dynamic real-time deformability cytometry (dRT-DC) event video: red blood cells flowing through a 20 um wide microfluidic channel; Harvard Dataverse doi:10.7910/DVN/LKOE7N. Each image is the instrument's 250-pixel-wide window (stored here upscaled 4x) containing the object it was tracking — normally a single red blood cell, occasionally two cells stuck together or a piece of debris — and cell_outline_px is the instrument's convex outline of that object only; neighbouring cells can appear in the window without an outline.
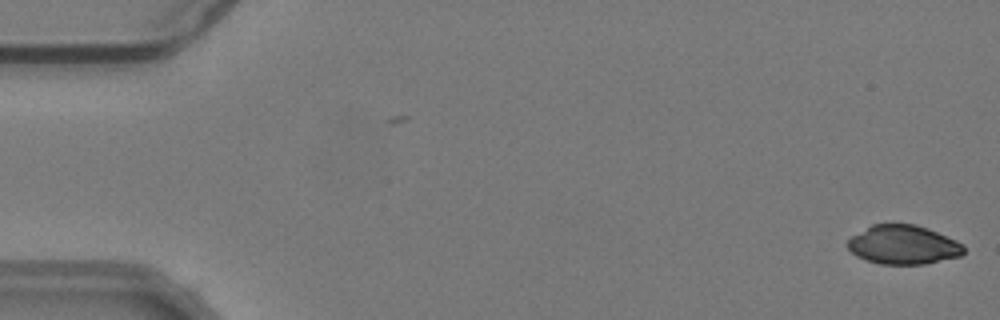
{"species": "common noctule bat (a hibernating species)", "species_latin": "Nyctalus noctula", "temperature_condition": "warm", "stored_images_in_passage": 54, "camera_frame_rate_fps": 3000, "um_per_image_px": 0.085, "animal": {"sex": "male", "body_mass_g": 19.2, "forearm_length_mm": 51.8}, "frame": {"image": 1, "passage_image": 1, "time_ms": 0.0, "image_size_px": [1000, 320], "cell_outline_px": [[964, 252], [960, 256], [924, 264], [880, 264], [856, 256], [844, 244], [852, 236], [872, 224], [916, 224], [928, 228], [956, 240], [964, 244]], "centroid_in_image_um": [76.77, 20.8], "position_along_channel_um": 8.2, "area_um2": 26.41}}
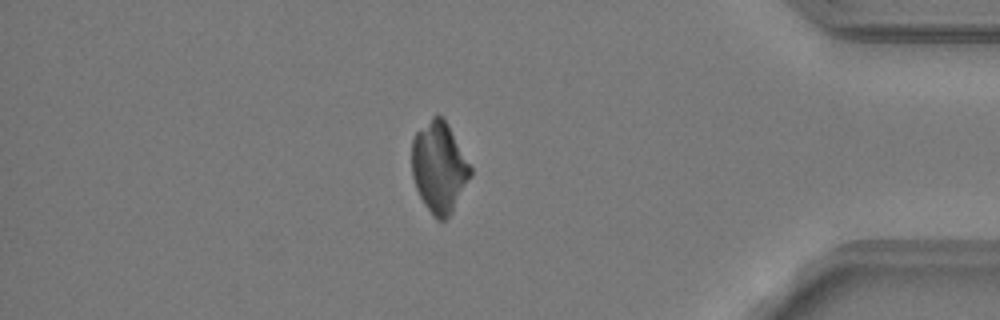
{"frame": {"image": 2, "passage_image": 46, "time_ms": 15.0, "image_size_px": [1000, 320], "cell_outline_px": [[472, 176], [452, 212], [444, 220], [436, 220], [432, 216], [424, 204], [416, 188], [412, 176], [412, 140], [416, 132], [432, 116], [440, 116], [448, 124], [472, 168]], "centroid_in_image_um": [37.33, 14.24], "position_along_channel_um": 397.9, "area_um2": 31.04}}
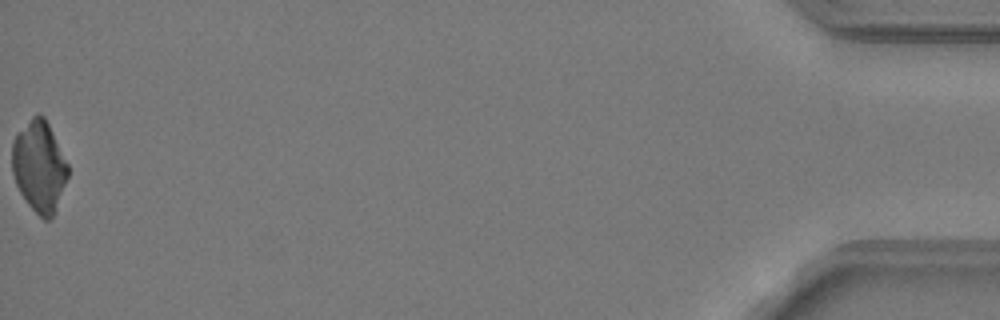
{"frame": {"image": 3, "passage_image": 54, "time_ms": 17.667, "image_size_px": [1000, 320], "cell_outline_px": [[68, 176], [56, 212], [48, 220], [44, 220], [28, 204], [20, 192], [16, 184], [12, 172], [12, 140], [32, 116], [36, 112], [44, 116], [68, 164]], "centroid_in_image_um": [3.33, 14.16], "position_along_channel_um": 431.9, "area_um2": 29.54}}